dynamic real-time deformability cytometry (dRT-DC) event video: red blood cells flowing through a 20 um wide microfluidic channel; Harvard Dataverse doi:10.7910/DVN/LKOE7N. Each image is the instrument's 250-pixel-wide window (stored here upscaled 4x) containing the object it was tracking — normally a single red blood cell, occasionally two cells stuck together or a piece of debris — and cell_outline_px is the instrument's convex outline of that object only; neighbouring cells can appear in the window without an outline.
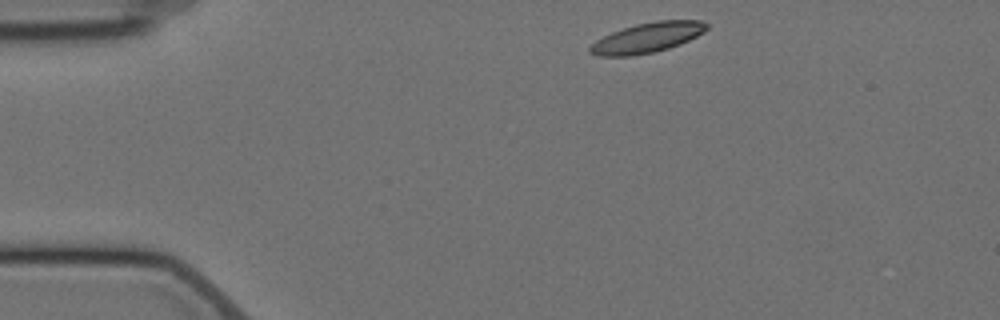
{"species": "Egyptian fruit bat (a non-hibernating species)", "species_latin": "Rousettus aegyptiacus", "temperature_condition": "cold", "stored_images_in_passage": 3, "camera_frame_rate_fps": 3000, "um_per_image_px": 0.085, "animal": {"sex": "female"}, "frame": {"image": 1, "passage_image": 1, "time_ms": 0.0, "image_size_px": [1000, 320], "cell_outline_px": [[708, 28], [704, 32], [680, 44], [668, 48], [652, 52], [632, 56], [596, 56], [588, 52], [588, 48], [596, 40], [612, 32], [636, 24], [656, 20], [700, 20], [708, 24]], "centroid_in_image_um": [55.0, 3.2], "position_along_channel_um": 30.0, "area_um2": 20.35}}